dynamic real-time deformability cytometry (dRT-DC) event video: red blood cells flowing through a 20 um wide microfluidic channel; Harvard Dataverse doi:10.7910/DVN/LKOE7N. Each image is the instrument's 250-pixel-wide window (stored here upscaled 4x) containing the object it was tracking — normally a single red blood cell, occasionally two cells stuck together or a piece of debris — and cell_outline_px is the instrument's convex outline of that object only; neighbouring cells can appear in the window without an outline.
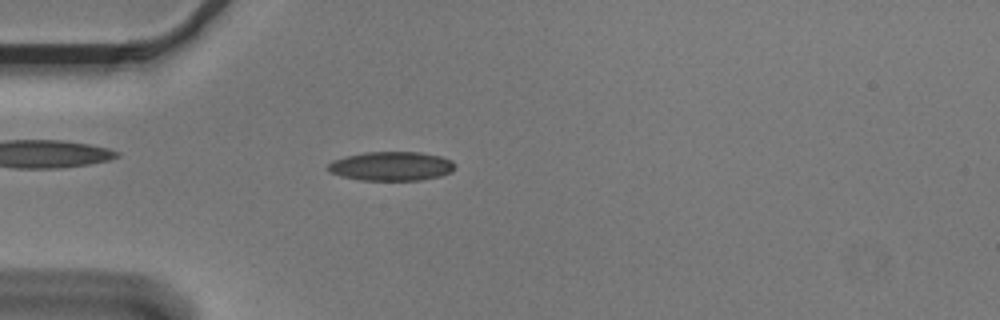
{"species": "Egyptian fruit bat (a non-hibernating species)", "species_latin": "Rousettus aegyptiacus", "temperature_condition": "cold", "stored_images_in_passage": 54, "camera_frame_rate_fps": 3000, "um_per_image_px": 0.085, "animal": {"sex": "male"}, "frame": {"image": 1, "passage_image": 15, "time_ms": 4.667, "image_size_px": [1000, 320], "cell_outline_px": [[456, 168], [452, 172], [440, 176], [420, 180], [360, 180], [340, 176], [328, 172], [328, 164], [332, 160], [364, 152], [420, 152], [440, 156], [452, 160], [456, 164]], "centroid_in_image_um": [33.28, 14.12], "position_along_channel_um": 51.7, "area_um2": 21.68}}
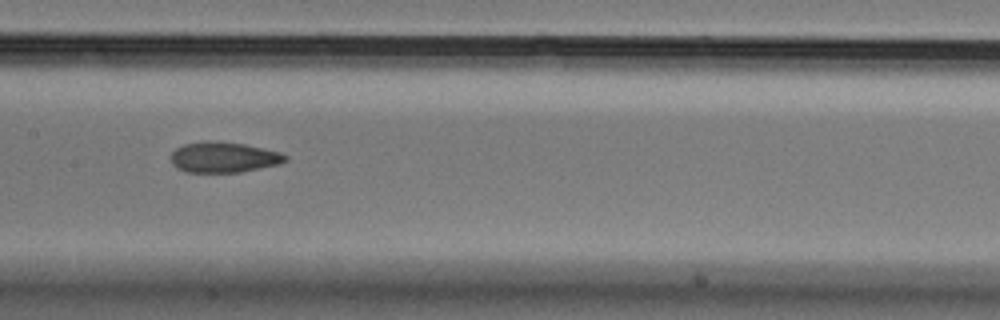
{"frame": {"image": 2, "passage_image": 27, "time_ms": 8.667, "image_size_px": [1000, 320], "cell_outline_px": [[288, 160], [280, 164], [240, 172], [184, 172], [176, 168], [172, 164], [172, 152], [176, 148], [184, 144], [204, 140], [208, 140], [244, 144], [280, 152], [288, 156]], "centroid_in_image_um": [19.01, 13.37], "position_along_channel_um": 188.4, "area_um2": 20.46}}
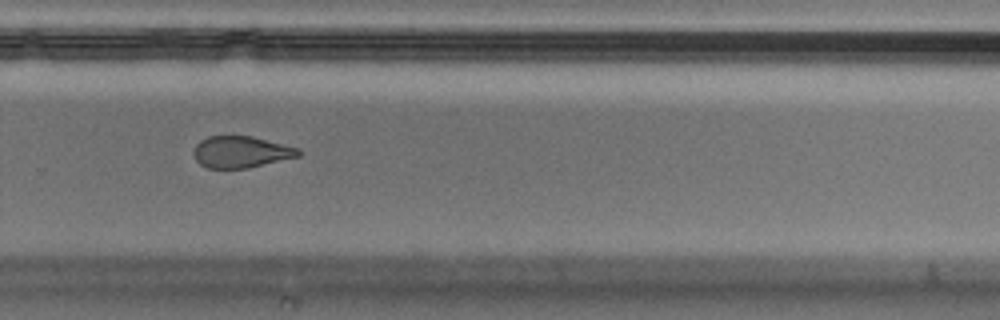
{"frame": {"image": 3, "passage_image": 37, "time_ms": 12.0, "image_size_px": [1000, 320], "cell_outline_px": [[304, 152], [300, 156], [248, 168], [208, 168], [200, 164], [196, 160], [192, 152], [196, 144], [200, 140], [208, 136], [252, 136], [300, 148]], "centroid_in_image_um": [20.51, 12.91], "position_along_channel_um": 309.3, "area_um2": 19.48}, "authors_computed_cell_mechanics": {"area_um2": 20.8947, "velocity_mm_per_s": 3.6451, "shape_relaxation_time_tau1_ms": 9.367, "shape_relaxation_time_tau2_ms": 2.3013, "deformation_change_tau1": 0.1746, "deformation_change_tau2": 0.0861}}